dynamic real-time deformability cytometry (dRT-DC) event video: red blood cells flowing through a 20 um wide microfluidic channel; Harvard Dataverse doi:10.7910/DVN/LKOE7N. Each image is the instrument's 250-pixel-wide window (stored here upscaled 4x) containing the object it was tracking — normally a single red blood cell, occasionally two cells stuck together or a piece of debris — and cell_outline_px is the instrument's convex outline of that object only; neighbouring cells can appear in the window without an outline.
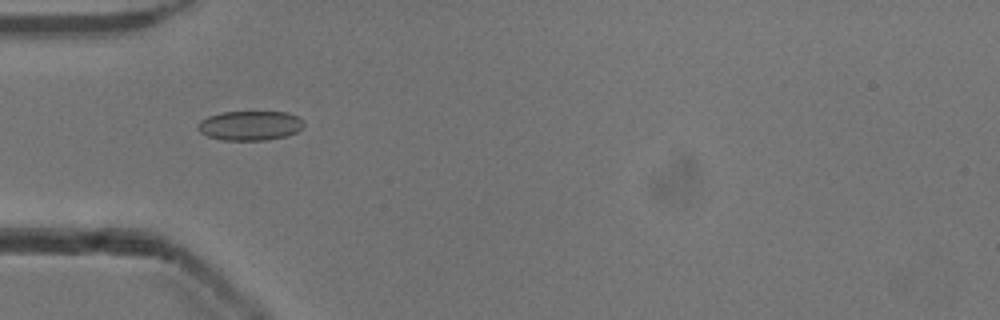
{"species": "common noctule bat (a hibernating species)", "species_latin": "Nyctalus noctula", "temperature_condition": "cold", "stored_images_in_passage": 27, "camera_frame_rate_fps": 3000, "um_per_image_px": 0.085, "animal": {"sex": "male", "body_mass_g": 13.3}, "frame": {"image": 1, "passage_image": 2, "time_ms": 0.333, "image_size_px": [1000, 320], "cell_outline_px": [[304, 124], [296, 132], [288, 136], [268, 140], [224, 140], [208, 136], [200, 132], [196, 128], [200, 120], [208, 116], [220, 112], [288, 112], [304, 120]], "centroid_in_image_um": [21.25, 10.67], "position_along_channel_um": 63.8, "area_um2": 18.32}}
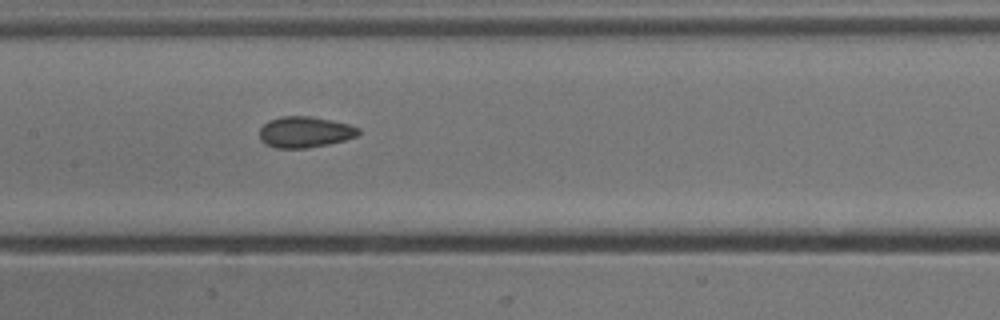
{"frame": {"image": 2, "passage_image": 11, "time_ms": 3.333, "image_size_px": [1000, 320], "cell_outline_px": [[360, 132], [356, 136], [344, 140], [328, 144], [304, 148], [276, 148], [264, 144], [260, 140], [260, 128], [268, 120], [280, 116], [312, 116], [332, 120], [348, 124], [360, 128]], "centroid_in_image_um": [25.89, 11.21], "position_along_channel_um": 181.5, "area_um2": 17.98}}
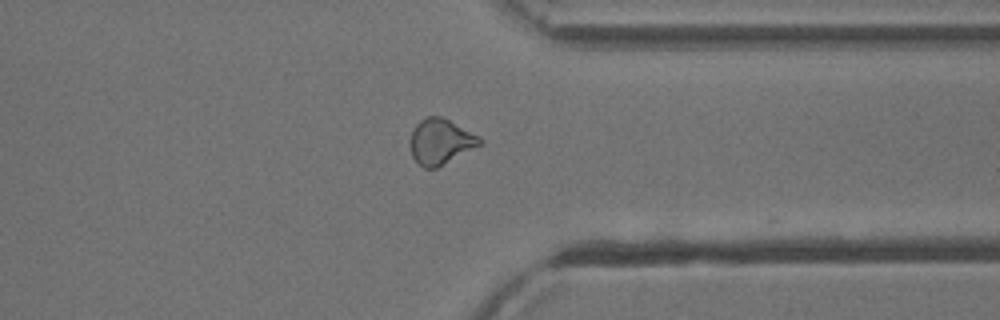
{"frame": {"image": 3, "passage_image": 26, "time_ms": 8.333, "image_size_px": [1000, 320], "cell_outline_px": [[484, 144], [436, 168], [424, 168], [412, 156], [412, 132], [416, 124], [420, 120], [428, 116], [440, 116], [480, 136], [484, 140]], "centroid_in_image_um": [37.51, 12.04], "position_along_channel_um": 373.9, "area_um2": 18.21}}